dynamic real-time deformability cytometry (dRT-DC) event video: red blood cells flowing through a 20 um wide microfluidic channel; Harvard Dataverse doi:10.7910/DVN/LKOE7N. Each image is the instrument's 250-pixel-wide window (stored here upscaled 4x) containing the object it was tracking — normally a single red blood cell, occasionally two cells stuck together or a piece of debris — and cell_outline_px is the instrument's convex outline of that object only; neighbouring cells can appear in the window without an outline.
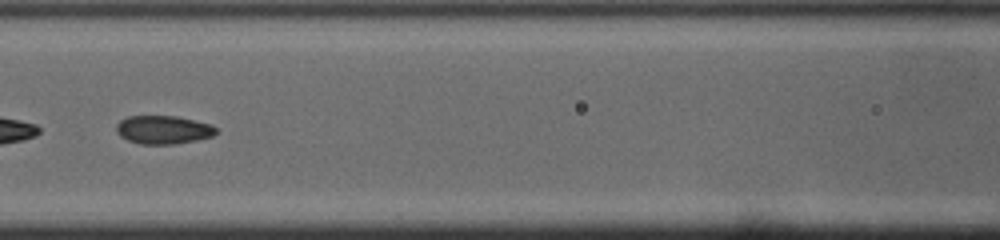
{"species": "common noctule bat (a hibernating species)", "species_latin": "Nyctalus noctula", "temperature_condition": "cold", "stored_images_in_passage": 46, "segment_of_instrument_passage": [2, 2], "camera_frame_rate_fps": 3000, "um_per_image_px": 0.085, "animal": {"sex": "male", "body_mass_g": 19.0, "forearm_length_mm": 50.8}, "frame": {"image": 1, "passage_image": 19, "time_ms": 6.0, "image_size_px": [1000, 240], "cell_outline_px": [[216, 132], [212, 136], [196, 140], [172, 144], [140, 144], [128, 140], [120, 136], [116, 132], [116, 124], [120, 120], [128, 116], [176, 116], [212, 124], [216, 128]], "centroid_in_image_um": [13.85, 11.02], "position_along_channel_um": 152.7, "area_um2": 16.47}}
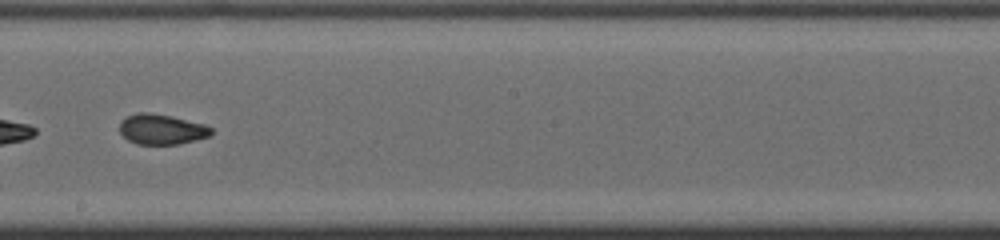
{"frame": {"image": 2, "passage_image": 25, "time_ms": 8.0, "image_size_px": [1000, 240], "cell_outline_px": [[212, 136], [180, 144], [136, 144], [128, 140], [120, 132], [120, 120], [128, 116], [140, 112], [148, 112], [172, 116], [204, 124], [212, 128]], "centroid_in_image_um": [13.76, 10.99], "position_along_channel_um": 234.4, "area_um2": 16.24}}
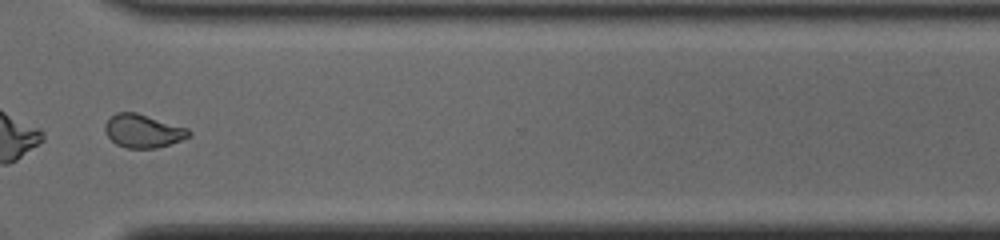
{"frame": {"image": 3, "passage_image": 34, "time_ms": 11.0, "image_size_px": [1000, 240], "cell_outline_px": [[192, 136], [156, 148], [128, 148], [116, 144], [108, 136], [104, 128], [104, 124], [116, 112], [136, 112], [188, 128], [192, 132]], "centroid_in_image_um": [12.17, 11.13], "position_along_channel_um": 358.4, "area_um2": 16.18}}